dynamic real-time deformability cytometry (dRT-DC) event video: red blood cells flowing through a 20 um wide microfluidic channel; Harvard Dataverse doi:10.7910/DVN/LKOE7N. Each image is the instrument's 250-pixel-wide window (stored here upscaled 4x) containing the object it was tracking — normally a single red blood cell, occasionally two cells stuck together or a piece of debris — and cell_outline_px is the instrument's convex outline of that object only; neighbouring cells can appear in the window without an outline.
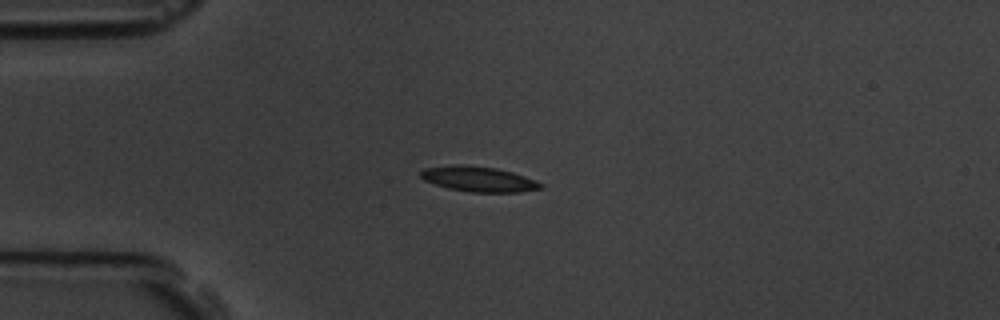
{"species": "common noctule bat (a hibernating species)", "species_latin": "Nyctalus noctula", "temperature_condition": "room temperature", "stored_images_in_passage": 5, "camera_frame_rate_fps": 3000, "um_per_image_px": 0.085, "animal": {"sex": "male", "body_mass_g": 19.5, "forearm_length_mm": 54.6}, "frame": {"image": 1, "passage_image": 3, "time_ms": 3.333, "image_size_px": [1000, 320], "cell_outline_px": [[544, 188], [520, 192], [468, 192], [448, 188], [424, 180], [420, 176], [420, 172], [424, 168], [452, 164], [468, 164], [496, 168], [512, 172], [536, 180], [544, 184]], "centroid_in_image_um": [40.69, 15.21], "position_along_channel_um": 44.3, "area_um2": 17.86}}
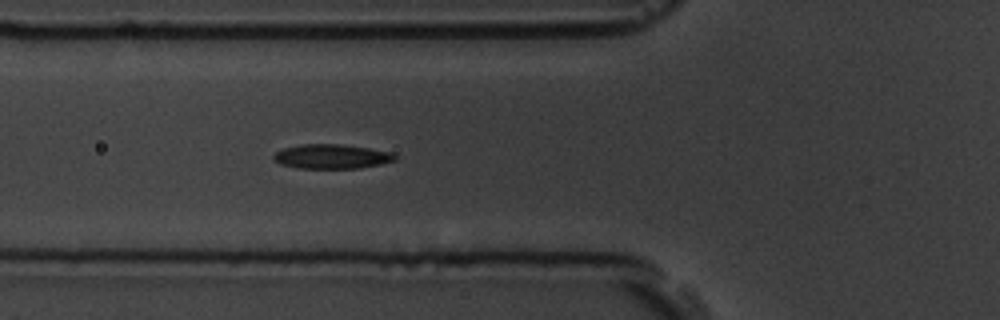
{"frame": {"image": 2, "passage_image": 5, "time_ms": 5.333, "image_size_px": [1000, 320], "cell_outline_px": [[396, 160], [380, 164], [360, 168], [296, 168], [280, 164], [272, 160], [272, 156], [276, 152], [284, 148], [300, 144], [340, 144], [368, 148], [392, 152], [396, 156]], "centroid_in_image_um": [28.16, 13.3], "position_along_channel_um": 97.6, "area_um2": 17.34}}